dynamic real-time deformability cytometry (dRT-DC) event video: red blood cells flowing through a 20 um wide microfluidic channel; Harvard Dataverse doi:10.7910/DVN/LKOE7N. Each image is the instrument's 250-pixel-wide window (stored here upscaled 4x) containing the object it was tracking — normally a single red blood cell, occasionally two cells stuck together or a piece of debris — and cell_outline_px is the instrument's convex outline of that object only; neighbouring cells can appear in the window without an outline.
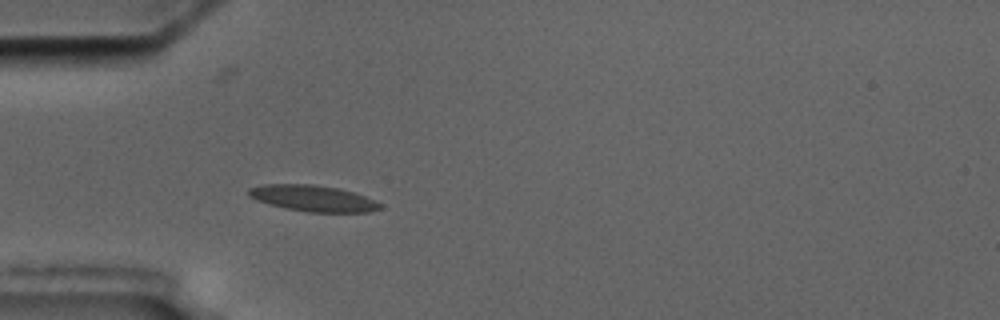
{"species": "common noctule bat (a hibernating species)", "species_latin": "Nyctalus noctula", "temperature_condition": "cold", "stored_images_in_passage": 3, "camera_frame_rate_fps": 3000, "um_per_image_px": 0.085, "animal": {"sex": "male", "body_mass_g": 17.5, "forearm_length_mm": 52.3}, "frame": {"image": 1, "passage_image": 3, "time_ms": 3.0, "image_size_px": [1000, 320], "cell_outline_px": [[380, 208], [368, 212], [308, 212], [284, 208], [268, 204], [256, 200], [248, 196], [248, 188], [260, 184], [312, 184], [340, 188], [364, 196], [380, 204]], "centroid_in_image_um": [26.52, 16.85], "position_along_channel_um": 58.5, "area_um2": 20.0}}